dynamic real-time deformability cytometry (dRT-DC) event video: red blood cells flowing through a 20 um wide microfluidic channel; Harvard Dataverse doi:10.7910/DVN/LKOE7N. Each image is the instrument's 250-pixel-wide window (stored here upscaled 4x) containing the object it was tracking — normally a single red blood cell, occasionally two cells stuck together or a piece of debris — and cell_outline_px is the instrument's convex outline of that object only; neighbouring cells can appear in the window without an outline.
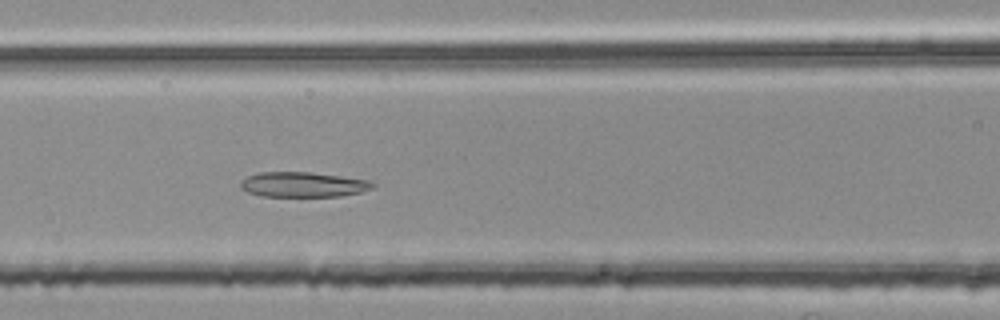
{"species": "common noctule bat (a hibernating species)", "species_latin": "Nyctalus noctula", "temperature_condition": "room temperature", "stored_images_in_passage": 50, "camera_frame_rate_fps": 3000, "um_per_image_px": 0.085, "animal": {"sex": "female", "body_mass_g": 25.1}, "frame": {"image": 1, "passage_image": 22, "time_ms": 7.0, "image_size_px": [1000, 320], "cell_outline_px": [[376, 184], [372, 188], [360, 192], [340, 196], [260, 196], [248, 192], [240, 188], [240, 180], [248, 176], [260, 172], [312, 172], [368, 180]], "centroid_in_image_um": [25.73, 15.68], "position_along_channel_um": 140.9, "area_um2": 19.25}}
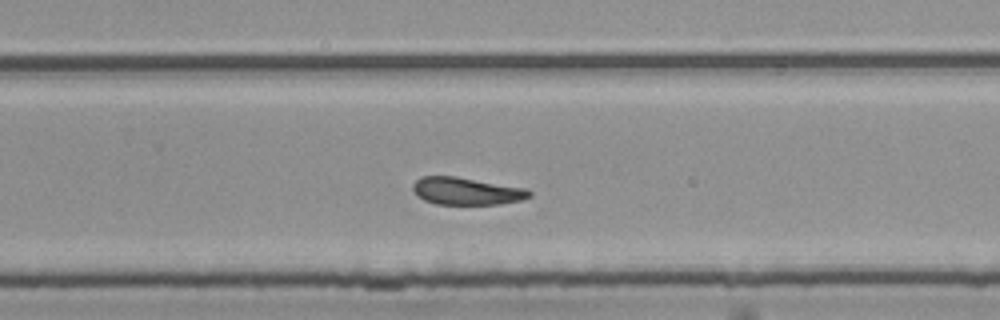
{"frame": {"image": 2, "passage_image": 34, "time_ms": 11.0, "image_size_px": [1000, 320], "cell_outline_px": [[532, 196], [520, 200], [500, 204], [436, 204], [424, 200], [412, 188], [412, 184], [420, 176], [456, 176], [528, 188], [532, 192]], "centroid_in_image_um": [39.69, 16.23], "position_along_channel_um": 290.1, "area_um2": 18.67}}
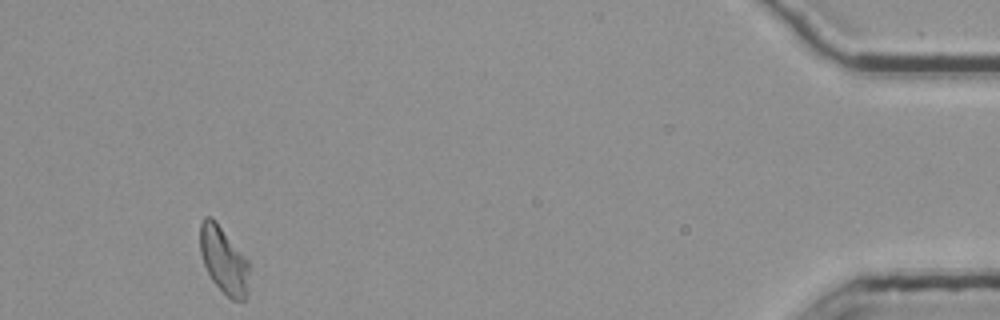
{"frame": {"image": 3, "passage_image": 50, "time_ms": 16.333, "image_size_px": [1000, 320], "cell_outline_px": [[248, 296], [244, 300], [232, 300], [212, 280], [204, 264], [200, 252], [200, 224], [204, 216], [212, 216], [248, 260]], "centroid_in_image_um": [19.01, 22.1], "position_along_channel_um": 416.2, "area_um2": 18.96}, "authors_computed_cell_mechanics": {"area_um2": 19.7387, "velocity_mm_per_s": 3.7426, "shape_relaxation_time_tau1_ms": null, "shape_relaxation_time_tau2_ms": 3.1636, "deformation_change_tau1": null, "deformation_change_tau2": 0.1005}}